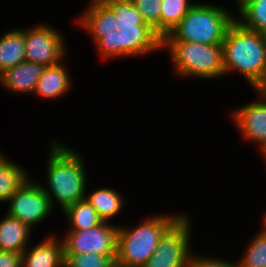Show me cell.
<instances>
[{"label":"cell","instance_id":"7a4b0ae2","mask_svg":"<svg viewBox=\"0 0 266 267\" xmlns=\"http://www.w3.org/2000/svg\"><path fill=\"white\" fill-rule=\"evenodd\" d=\"M222 46L224 74L237 69L257 88L266 77L265 35L245 28L236 19L228 28Z\"/></svg>","mask_w":266,"mask_h":267},{"label":"cell","instance_id":"e0dca14e","mask_svg":"<svg viewBox=\"0 0 266 267\" xmlns=\"http://www.w3.org/2000/svg\"><path fill=\"white\" fill-rule=\"evenodd\" d=\"M63 211L72 224V229L70 230H86L96 227L103 222L96 210L86 199L67 206Z\"/></svg>","mask_w":266,"mask_h":267},{"label":"cell","instance_id":"ffe728a7","mask_svg":"<svg viewBox=\"0 0 266 267\" xmlns=\"http://www.w3.org/2000/svg\"><path fill=\"white\" fill-rule=\"evenodd\" d=\"M194 4L188 0H162L160 14V37L163 39L183 19Z\"/></svg>","mask_w":266,"mask_h":267},{"label":"cell","instance_id":"2e32d148","mask_svg":"<svg viewBox=\"0 0 266 267\" xmlns=\"http://www.w3.org/2000/svg\"><path fill=\"white\" fill-rule=\"evenodd\" d=\"M25 50L23 30H13L4 34L0 38V75L26 61Z\"/></svg>","mask_w":266,"mask_h":267},{"label":"cell","instance_id":"6da1fadb","mask_svg":"<svg viewBox=\"0 0 266 267\" xmlns=\"http://www.w3.org/2000/svg\"><path fill=\"white\" fill-rule=\"evenodd\" d=\"M103 57L141 55L162 48V38L131 0H94L81 18Z\"/></svg>","mask_w":266,"mask_h":267},{"label":"cell","instance_id":"484cf974","mask_svg":"<svg viewBox=\"0 0 266 267\" xmlns=\"http://www.w3.org/2000/svg\"><path fill=\"white\" fill-rule=\"evenodd\" d=\"M0 267H22V254L0 251Z\"/></svg>","mask_w":266,"mask_h":267},{"label":"cell","instance_id":"277c9868","mask_svg":"<svg viewBox=\"0 0 266 267\" xmlns=\"http://www.w3.org/2000/svg\"><path fill=\"white\" fill-rule=\"evenodd\" d=\"M235 20L220 7L194 4L162 41L222 44L228 28Z\"/></svg>","mask_w":266,"mask_h":267},{"label":"cell","instance_id":"83f0119b","mask_svg":"<svg viewBox=\"0 0 266 267\" xmlns=\"http://www.w3.org/2000/svg\"><path fill=\"white\" fill-rule=\"evenodd\" d=\"M248 0H237V2L239 3V7H241L243 4H245Z\"/></svg>","mask_w":266,"mask_h":267},{"label":"cell","instance_id":"cb8c5ba5","mask_svg":"<svg viewBox=\"0 0 266 267\" xmlns=\"http://www.w3.org/2000/svg\"><path fill=\"white\" fill-rule=\"evenodd\" d=\"M144 21L160 36V14L162 0H131Z\"/></svg>","mask_w":266,"mask_h":267},{"label":"cell","instance_id":"52a82bcc","mask_svg":"<svg viewBox=\"0 0 266 267\" xmlns=\"http://www.w3.org/2000/svg\"><path fill=\"white\" fill-rule=\"evenodd\" d=\"M187 216L179 215L162 233L154 253L143 267H187L190 259Z\"/></svg>","mask_w":266,"mask_h":267},{"label":"cell","instance_id":"ba28073f","mask_svg":"<svg viewBox=\"0 0 266 267\" xmlns=\"http://www.w3.org/2000/svg\"><path fill=\"white\" fill-rule=\"evenodd\" d=\"M118 227L102 222L86 230H71L63 243L64 254L116 255Z\"/></svg>","mask_w":266,"mask_h":267},{"label":"cell","instance_id":"8fae6325","mask_svg":"<svg viewBox=\"0 0 266 267\" xmlns=\"http://www.w3.org/2000/svg\"><path fill=\"white\" fill-rule=\"evenodd\" d=\"M260 97V101L238 109L233 117L244 137L261 143L263 151L266 148V100Z\"/></svg>","mask_w":266,"mask_h":267},{"label":"cell","instance_id":"f1b7e54d","mask_svg":"<svg viewBox=\"0 0 266 267\" xmlns=\"http://www.w3.org/2000/svg\"><path fill=\"white\" fill-rule=\"evenodd\" d=\"M110 267H120L116 262H114Z\"/></svg>","mask_w":266,"mask_h":267},{"label":"cell","instance_id":"d4e9b609","mask_svg":"<svg viewBox=\"0 0 266 267\" xmlns=\"http://www.w3.org/2000/svg\"><path fill=\"white\" fill-rule=\"evenodd\" d=\"M187 267H237V264L225 262L223 260L207 259L206 258H196L190 256L189 263Z\"/></svg>","mask_w":266,"mask_h":267},{"label":"cell","instance_id":"9c48e42d","mask_svg":"<svg viewBox=\"0 0 266 267\" xmlns=\"http://www.w3.org/2000/svg\"><path fill=\"white\" fill-rule=\"evenodd\" d=\"M11 201L8 215L20 220L30 229L50 213L52 209L50 198L43 186L33 184L27 179L9 199Z\"/></svg>","mask_w":266,"mask_h":267},{"label":"cell","instance_id":"d6986e66","mask_svg":"<svg viewBox=\"0 0 266 267\" xmlns=\"http://www.w3.org/2000/svg\"><path fill=\"white\" fill-rule=\"evenodd\" d=\"M27 179L23 169L3 159L0 162V201H8Z\"/></svg>","mask_w":266,"mask_h":267},{"label":"cell","instance_id":"603a6c76","mask_svg":"<svg viewBox=\"0 0 266 267\" xmlns=\"http://www.w3.org/2000/svg\"><path fill=\"white\" fill-rule=\"evenodd\" d=\"M116 255L64 254V267H110Z\"/></svg>","mask_w":266,"mask_h":267},{"label":"cell","instance_id":"4dcf8cb0","mask_svg":"<svg viewBox=\"0 0 266 267\" xmlns=\"http://www.w3.org/2000/svg\"><path fill=\"white\" fill-rule=\"evenodd\" d=\"M263 155H265V159H266V148L263 150Z\"/></svg>","mask_w":266,"mask_h":267},{"label":"cell","instance_id":"9a60e30c","mask_svg":"<svg viewBox=\"0 0 266 267\" xmlns=\"http://www.w3.org/2000/svg\"><path fill=\"white\" fill-rule=\"evenodd\" d=\"M61 63L46 66L38 80L35 92L44 98H56L70 88V77Z\"/></svg>","mask_w":266,"mask_h":267},{"label":"cell","instance_id":"7402d4cb","mask_svg":"<svg viewBox=\"0 0 266 267\" xmlns=\"http://www.w3.org/2000/svg\"><path fill=\"white\" fill-rule=\"evenodd\" d=\"M264 230L249 244L245 256L237 267H266V225Z\"/></svg>","mask_w":266,"mask_h":267},{"label":"cell","instance_id":"30bf717a","mask_svg":"<svg viewBox=\"0 0 266 267\" xmlns=\"http://www.w3.org/2000/svg\"><path fill=\"white\" fill-rule=\"evenodd\" d=\"M26 61L46 66L58 64L64 53L62 36L48 26L23 31ZM64 48V49H63ZM61 58V59H60Z\"/></svg>","mask_w":266,"mask_h":267},{"label":"cell","instance_id":"f546056e","mask_svg":"<svg viewBox=\"0 0 266 267\" xmlns=\"http://www.w3.org/2000/svg\"><path fill=\"white\" fill-rule=\"evenodd\" d=\"M4 159V157L1 155V152H0V162Z\"/></svg>","mask_w":266,"mask_h":267},{"label":"cell","instance_id":"4fadbf2b","mask_svg":"<svg viewBox=\"0 0 266 267\" xmlns=\"http://www.w3.org/2000/svg\"><path fill=\"white\" fill-rule=\"evenodd\" d=\"M54 237L45 239L29 253H22V267H64L63 243Z\"/></svg>","mask_w":266,"mask_h":267},{"label":"cell","instance_id":"5b68a950","mask_svg":"<svg viewBox=\"0 0 266 267\" xmlns=\"http://www.w3.org/2000/svg\"><path fill=\"white\" fill-rule=\"evenodd\" d=\"M177 217L158 216L132 230L119 228L115 262L120 267H143L157 248L164 230Z\"/></svg>","mask_w":266,"mask_h":267},{"label":"cell","instance_id":"ac0fdd59","mask_svg":"<svg viewBox=\"0 0 266 267\" xmlns=\"http://www.w3.org/2000/svg\"><path fill=\"white\" fill-rule=\"evenodd\" d=\"M85 199L96 210L104 222H107L108 219L116 215L120 211L123 203L120 195L110 188L95 190V192H92Z\"/></svg>","mask_w":266,"mask_h":267},{"label":"cell","instance_id":"7c38bea8","mask_svg":"<svg viewBox=\"0 0 266 267\" xmlns=\"http://www.w3.org/2000/svg\"><path fill=\"white\" fill-rule=\"evenodd\" d=\"M45 66L30 61L7 69L0 75V82L14 92H35Z\"/></svg>","mask_w":266,"mask_h":267},{"label":"cell","instance_id":"8992f818","mask_svg":"<svg viewBox=\"0 0 266 267\" xmlns=\"http://www.w3.org/2000/svg\"><path fill=\"white\" fill-rule=\"evenodd\" d=\"M162 46L170 49L180 75L214 78L224 74L222 44L162 41Z\"/></svg>","mask_w":266,"mask_h":267},{"label":"cell","instance_id":"3957f363","mask_svg":"<svg viewBox=\"0 0 266 267\" xmlns=\"http://www.w3.org/2000/svg\"><path fill=\"white\" fill-rule=\"evenodd\" d=\"M53 149L48 161L49 189L44 191L53 203L52 194L58 200L63 210L77 201L85 199L86 174L79 154L53 142Z\"/></svg>","mask_w":266,"mask_h":267},{"label":"cell","instance_id":"5bb4252c","mask_svg":"<svg viewBox=\"0 0 266 267\" xmlns=\"http://www.w3.org/2000/svg\"><path fill=\"white\" fill-rule=\"evenodd\" d=\"M30 230L23 222L7 214L0 222V251L22 254Z\"/></svg>","mask_w":266,"mask_h":267},{"label":"cell","instance_id":"44dd1931","mask_svg":"<svg viewBox=\"0 0 266 267\" xmlns=\"http://www.w3.org/2000/svg\"><path fill=\"white\" fill-rule=\"evenodd\" d=\"M239 10L243 21L237 22L247 29L266 34V0H248Z\"/></svg>","mask_w":266,"mask_h":267},{"label":"cell","instance_id":"4316f807","mask_svg":"<svg viewBox=\"0 0 266 267\" xmlns=\"http://www.w3.org/2000/svg\"><path fill=\"white\" fill-rule=\"evenodd\" d=\"M256 89L259 95L262 96L266 100V77Z\"/></svg>","mask_w":266,"mask_h":267}]
</instances>
